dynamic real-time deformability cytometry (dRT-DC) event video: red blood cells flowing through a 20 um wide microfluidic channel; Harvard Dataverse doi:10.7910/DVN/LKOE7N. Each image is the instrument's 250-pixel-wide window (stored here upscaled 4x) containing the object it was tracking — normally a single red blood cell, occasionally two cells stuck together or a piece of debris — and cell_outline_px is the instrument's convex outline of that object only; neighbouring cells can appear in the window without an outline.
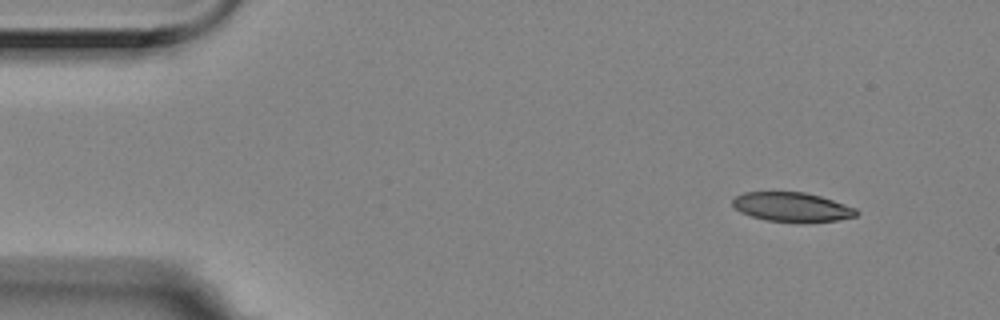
{"species": "Egyptian fruit bat (a non-hibernating species)", "species_latin": "Rousettus aegyptiacus", "temperature_condition": "room temperature", "stored_images_in_passage": 4, "camera_frame_rate_fps": 3000, "um_per_image_px": 0.085, "animal": {"sex": "female"}, "frame": {"image": 1, "passage_image": 1, "time_ms": 0.0, "image_size_px": [1000, 320], "cell_outline_px": [[860, 212], [856, 216], [836, 220], [768, 220], [752, 216], [740, 212], [732, 204], [732, 200], [736, 196], [744, 192], [804, 192], [820, 196], [856, 208]], "centroid_in_image_um": [67.3, 17.56], "position_along_channel_um": 17.7, "area_um2": 20.35}}
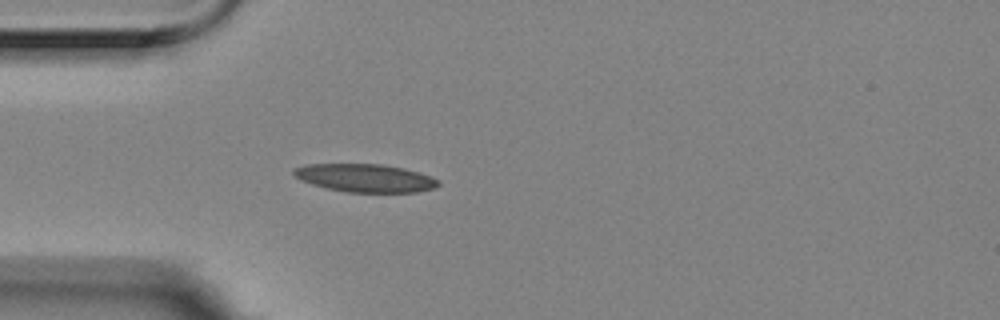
{"frame": {"image": 2, "passage_image": 4, "time_ms": 1.0, "image_size_px": [1000, 320], "cell_outline_px": [[440, 184], [436, 188], [416, 192], [344, 192], [324, 188], [300, 180], [292, 172], [292, 168], [304, 164], [380, 164], [404, 168], [420, 172], [440, 180]], "centroid_in_image_um": [31.03, 15.13], "position_along_channel_um": 54.0, "area_um2": 23.93}}